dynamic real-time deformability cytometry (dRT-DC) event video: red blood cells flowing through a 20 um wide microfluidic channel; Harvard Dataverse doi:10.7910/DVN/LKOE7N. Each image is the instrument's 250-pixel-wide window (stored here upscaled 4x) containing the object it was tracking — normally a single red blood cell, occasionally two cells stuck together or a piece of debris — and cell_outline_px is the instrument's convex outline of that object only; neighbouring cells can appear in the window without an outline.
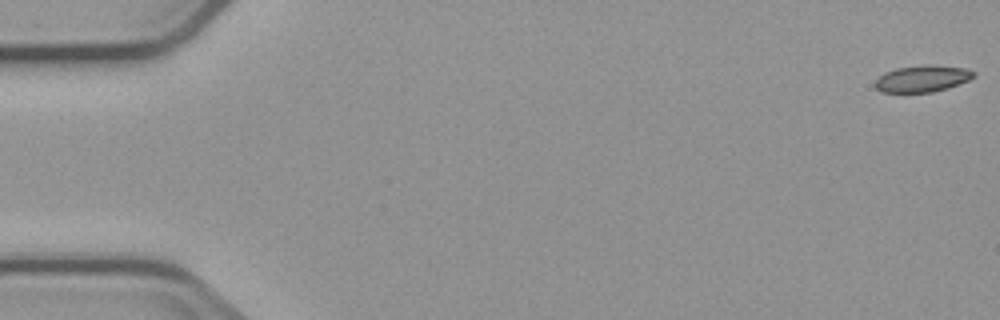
{"species": "common noctule bat (a hibernating species)", "species_latin": "Nyctalus noctula", "temperature_condition": "cold", "stored_images_in_passage": 8, "camera_frame_rate_fps": 3000, "um_per_image_px": 0.085, "animal": {"sex": "male", "body_mass_g": 23.1, "forearm_length_mm": 52.7}, "frame": {"image": 1, "passage_image": 1, "time_ms": 0.0, "image_size_px": [1000, 320], "cell_outline_px": [[976, 76], [968, 80], [948, 88], [932, 92], [880, 92], [876, 88], [876, 80], [884, 72], [896, 68], [964, 68], [976, 72]], "centroid_in_image_um": [78.37, 6.75], "position_along_channel_um": 6.6, "area_um2": 14.28}}
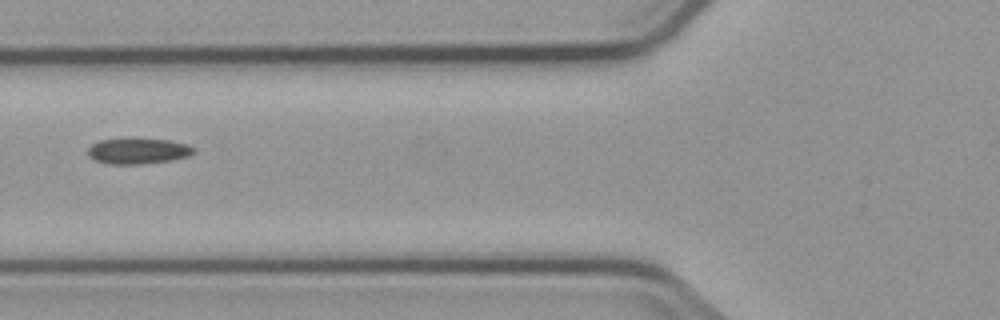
{"frame": {"image": 2, "passage_image": 7, "time_ms": 7.0, "image_size_px": [1000, 320], "cell_outline_px": [[196, 152], [188, 156], [172, 160], [144, 164], [104, 164], [92, 160], [88, 156], [88, 148], [92, 144], [100, 140], [168, 140], [188, 144], [196, 148]], "centroid_in_image_um": [11.74, 12.87], "position_along_channel_um": 114.1, "area_um2": 15.78}}
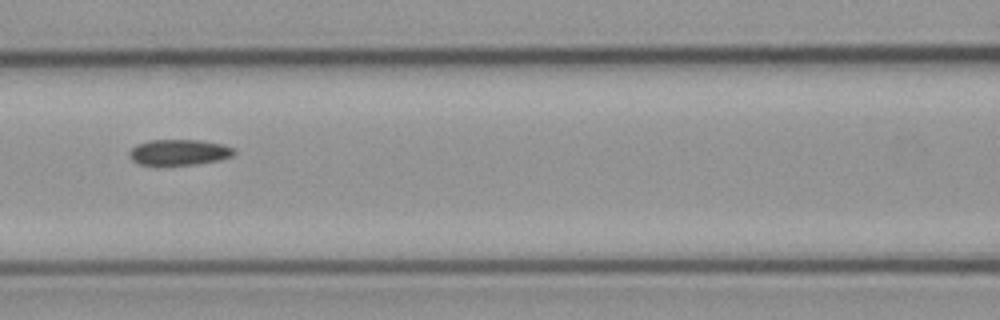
{"frame": {"image": 3, "passage_image": 8, "time_ms": 8.0, "image_size_px": [1000, 320], "cell_outline_px": [[236, 152], [232, 156], [220, 160], [196, 164], [156, 168], [140, 164], [132, 160], [128, 156], [128, 152], [136, 144], [148, 140], [200, 140], [220, 144], [232, 148]], "centroid_in_image_um": [15.13, 12.99], "position_along_channel_um": 151.5, "area_um2": 16.36}}